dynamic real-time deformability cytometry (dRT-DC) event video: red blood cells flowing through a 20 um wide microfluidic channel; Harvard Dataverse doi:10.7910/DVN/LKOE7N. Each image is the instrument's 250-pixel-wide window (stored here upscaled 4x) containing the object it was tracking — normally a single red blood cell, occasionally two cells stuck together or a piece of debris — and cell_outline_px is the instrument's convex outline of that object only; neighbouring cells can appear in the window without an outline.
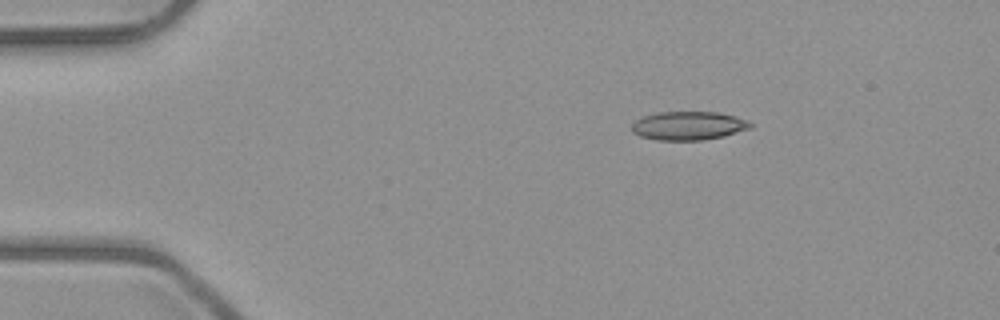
{"species": "common noctule bat (a hibernating species)", "species_latin": "Nyctalus noctula", "temperature_condition": "room temperature", "stored_images_in_passage": 4, "camera_frame_rate_fps": 3000, "um_per_image_px": 0.085, "animal": {"sex": "male", "body_mass_g": 23.1, "forearm_length_mm": 52.7}, "frame": {"image": 1, "passage_image": 2, "time_ms": 2.0, "image_size_px": [1000, 320], "cell_outline_px": [[752, 128], [724, 136], [700, 140], [660, 140], [640, 136], [632, 132], [632, 124], [636, 120], [644, 116], [660, 112], [716, 112], [736, 116], [748, 120], [752, 124]], "centroid_in_image_um": [58.55, 10.68], "position_along_channel_um": 26.5, "area_um2": 19.71}}